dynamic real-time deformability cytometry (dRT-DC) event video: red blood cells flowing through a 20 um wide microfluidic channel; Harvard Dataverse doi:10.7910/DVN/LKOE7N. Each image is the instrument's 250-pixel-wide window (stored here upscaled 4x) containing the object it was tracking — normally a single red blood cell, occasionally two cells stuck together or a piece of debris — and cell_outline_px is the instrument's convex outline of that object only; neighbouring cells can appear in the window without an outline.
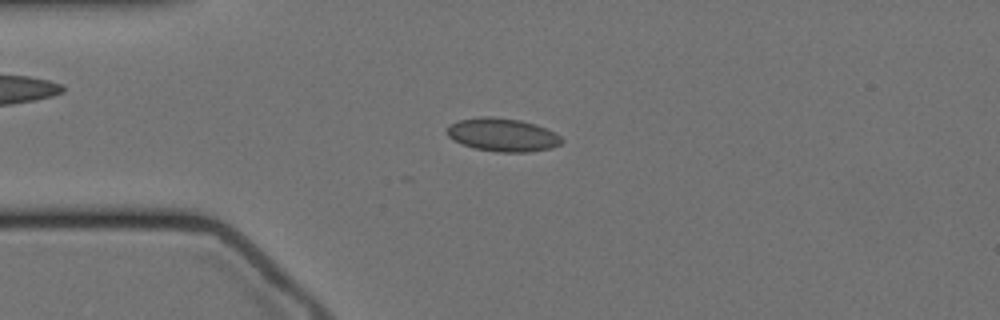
{"species": "Egyptian fruit bat (a non-hibernating species)", "species_latin": "Rousettus aegyptiacus", "temperature_condition": "cold", "stored_images_in_passage": 4, "camera_frame_rate_fps": 3000, "um_per_image_px": 0.085, "animal": {"sex": "female"}, "frame": {"image": 1, "passage_image": 4, "time_ms": 1.0, "image_size_px": [1000, 320], "cell_outline_px": [[564, 140], [560, 144], [552, 148], [528, 152], [496, 152], [476, 148], [452, 140], [448, 136], [448, 124], [460, 120], [480, 116], [492, 116], [520, 120], [536, 124], [548, 128], [556, 132]], "centroid_in_image_um": [42.76, 11.45], "position_along_channel_um": 42.2, "area_um2": 22.37}}